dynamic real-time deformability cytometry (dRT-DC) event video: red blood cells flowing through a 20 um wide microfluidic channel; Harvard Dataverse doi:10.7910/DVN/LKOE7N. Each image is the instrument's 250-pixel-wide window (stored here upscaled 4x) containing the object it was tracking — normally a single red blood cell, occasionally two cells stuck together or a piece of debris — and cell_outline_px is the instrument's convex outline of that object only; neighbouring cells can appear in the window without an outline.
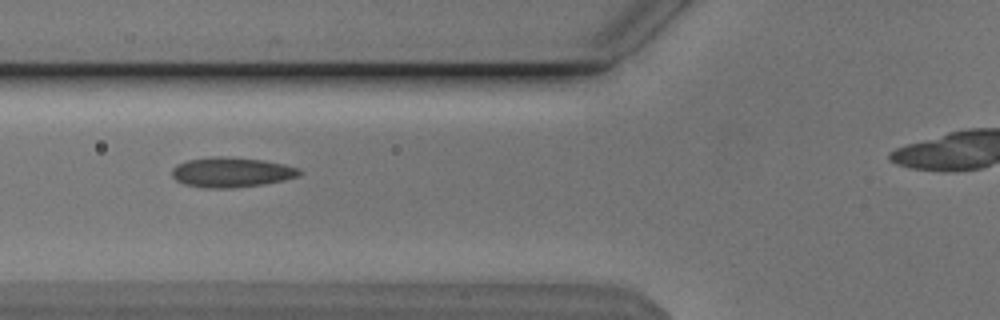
{"species": "Egyptian fruit bat (a non-hibernating species)", "species_latin": "Rousettus aegyptiacus", "temperature_condition": "cold", "stored_images_in_passage": 37, "camera_frame_rate_fps": 3000, "um_per_image_px": 0.085, "animal": {"sex": "male"}, "frame": {"image": 1, "passage_image": 10, "time_ms": 3.0, "image_size_px": [1000, 320], "cell_outline_px": [[300, 172], [296, 176], [280, 180], [260, 184], [232, 188], [204, 188], [184, 184], [176, 180], [172, 176], [172, 168], [176, 164], [188, 160], [216, 156], [228, 156], [264, 160], [284, 164], [300, 168]], "centroid_in_image_um": [19.61, 14.63], "position_along_channel_um": 106.2, "area_um2": 22.08}}
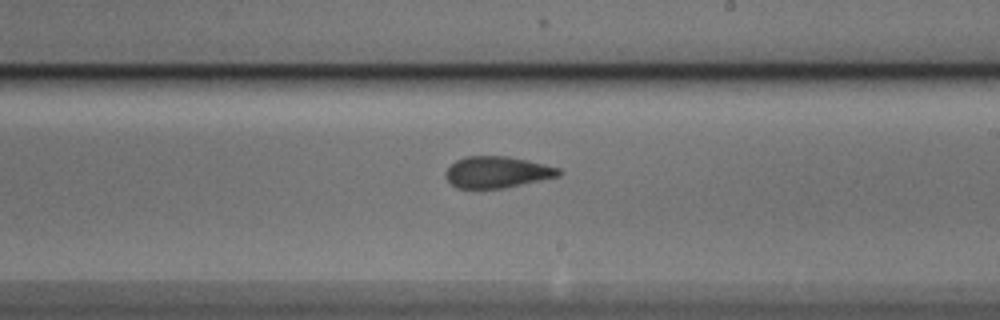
{"frame": {"image": 2, "passage_image": 21, "time_ms": 6.667, "image_size_px": [1000, 320], "cell_outline_px": [[560, 176], [504, 188], [456, 188], [444, 176], [444, 172], [456, 160], [468, 156], [508, 156], [528, 160], [560, 168]], "centroid_in_image_um": [42.25, 14.63], "position_along_channel_um": 246.7, "area_um2": 20.69}}
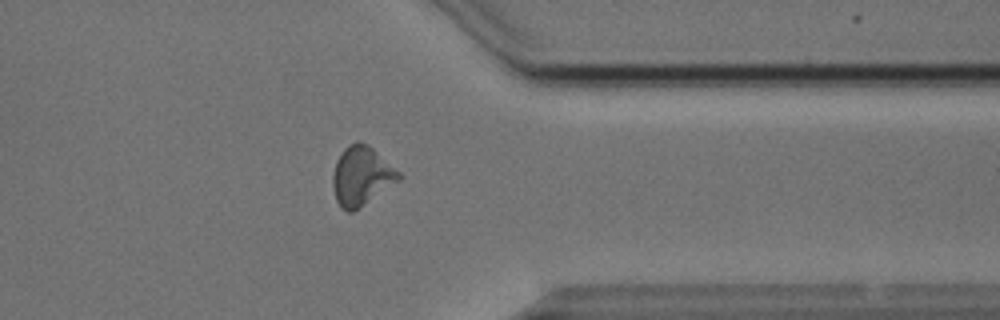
{"frame": {"image": 3, "passage_image": 32, "time_ms": 10.333, "image_size_px": [1000, 320], "cell_outline_px": [[400, 180], [352, 212], [348, 212], [336, 200], [332, 184], [332, 176], [336, 160], [344, 148], [348, 144], [356, 140], [368, 144], [400, 172]], "centroid_in_image_um": [30.71, 14.92], "position_along_channel_um": 380.7, "area_um2": 22.48}, "authors_computed_cell_mechanics": {"area_um2": 21.2704, "velocity_mm_per_s": 3.8336, "shape_relaxation_time_tau1_ms": null, "shape_relaxation_time_tau2_ms": 1.6205, "deformation_change_tau1": null, "deformation_change_tau2": 0.088}}